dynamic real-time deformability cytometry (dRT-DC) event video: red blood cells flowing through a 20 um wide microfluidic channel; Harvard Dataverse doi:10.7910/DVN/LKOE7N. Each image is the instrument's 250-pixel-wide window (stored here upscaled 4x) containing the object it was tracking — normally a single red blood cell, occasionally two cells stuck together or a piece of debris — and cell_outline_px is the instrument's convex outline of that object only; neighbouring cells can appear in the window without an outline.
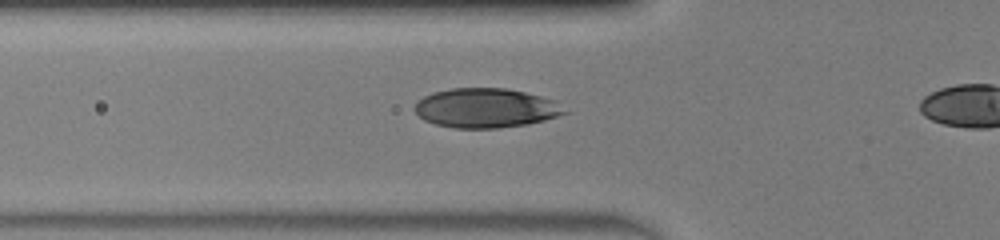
{"species": "human", "species_latin": "Homo sapiens", "temperature_condition": "warm", "stored_images_in_passage": 15, "camera_frame_rate_fps": 3000, "um_per_image_px": 0.085, "donor": {"sex": "male"}, "frame": {"image": 1, "passage_image": 13, "time_ms": 4.0, "image_size_px": [1000, 240], "cell_outline_px": [[572, 112], [544, 120], [528, 124], [496, 128], [456, 128], [436, 124], [424, 120], [412, 108], [424, 96], [432, 92], [452, 88], [504, 88], [524, 92], [556, 100]], "centroid_in_image_um": [41.34, 9.18], "position_along_channel_um": 84.5, "area_um2": 34.56}}